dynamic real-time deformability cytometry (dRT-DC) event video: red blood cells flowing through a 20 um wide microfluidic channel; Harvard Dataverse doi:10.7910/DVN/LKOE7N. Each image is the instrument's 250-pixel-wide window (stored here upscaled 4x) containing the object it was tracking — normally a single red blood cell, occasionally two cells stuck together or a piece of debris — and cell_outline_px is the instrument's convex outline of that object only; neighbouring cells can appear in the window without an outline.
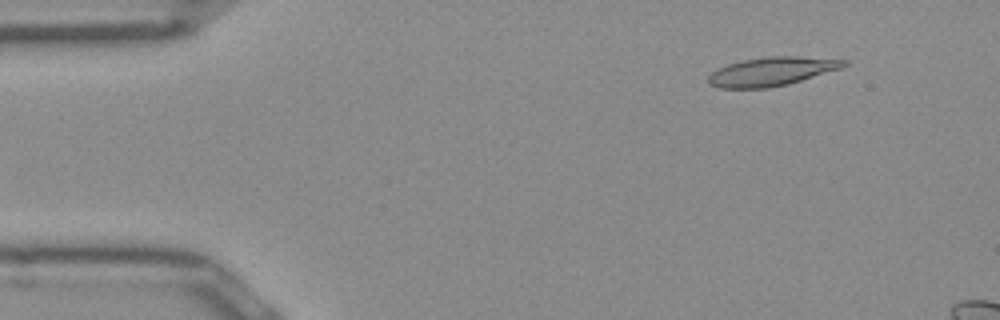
{"species": "Egyptian fruit bat (a non-hibernating species)", "species_latin": "Rousettus aegyptiacus", "temperature_condition": "room temperature", "stored_images_in_passage": 9, "camera_frame_rate_fps": 3000, "um_per_image_px": 0.085, "frame": {"image": 1, "passage_image": 2, "time_ms": 0.333, "image_size_px": [1000, 320], "cell_outline_px": [[848, 64], [840, 68], [800, 80], [768, 88], [720, 88], [708, 84], [708, 76], [716, 68], [728, 64], [744, 60], [764, 56], [796, 56], [848, 60]], "centroid_in_image_um": [65.54, 6.06], "position_along_channel_um": 19.5, "area_um2": 22.43}}